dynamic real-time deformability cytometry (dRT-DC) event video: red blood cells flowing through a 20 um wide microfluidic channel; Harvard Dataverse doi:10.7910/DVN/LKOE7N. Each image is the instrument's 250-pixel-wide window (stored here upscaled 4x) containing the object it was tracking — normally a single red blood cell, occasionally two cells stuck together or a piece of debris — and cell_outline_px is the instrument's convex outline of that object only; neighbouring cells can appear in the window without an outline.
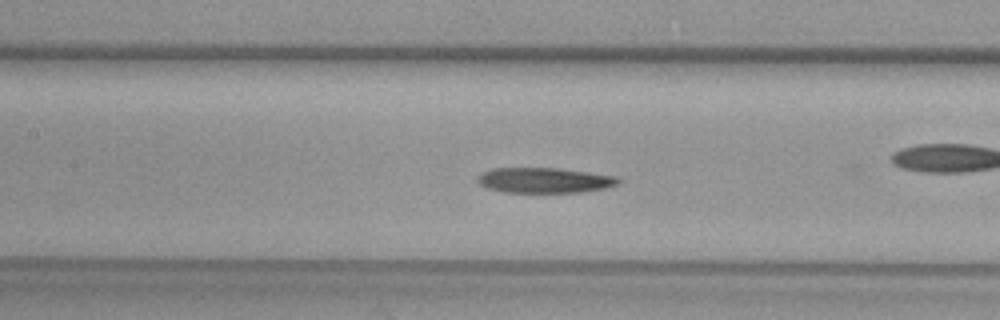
{"species": "common noctule bat (a hibernating species)", "species_latin": "Nyctalus noctula", "temperature_condition": "warm", "stored_images_in_passage": 29, "camera_frame_rate_fps": 3000, "um_per_image_px": 0.085, "animal": {"sex": "female", "body_mass_g": 29.2, "forearm_length_mm": 56.3}, "frame": {"image": 1, "passage_image": 13, "time_ms": 4.0, "image_size_px": [1000, 320], "cell_outline_px": [[620, 184], [604, 188], [584, 192], [504, 192], [488, 188], [480, 184], [476, 180], [476, 176], [480, 172], [492, 168], [560, 168], [616, 176], [620, 180]], "centroid_in_image_um": [46.25, 15.32], "position_along_channel_um": 161.1, "area_um2": 20.87}}